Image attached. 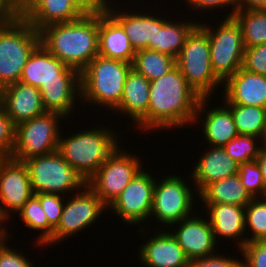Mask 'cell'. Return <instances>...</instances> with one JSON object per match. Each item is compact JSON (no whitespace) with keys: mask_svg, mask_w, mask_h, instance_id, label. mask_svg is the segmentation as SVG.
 <instances>
[{"mask_svg":"<svg viewBox=\"0 0 266 267\" xmlns=\"http://www.w3.org/2000/svg\"><path fill=\"white\" fill-rule=\"evenodd\" d=\"M200 99L175 66L164 76L150 81L148 114L135 127L151 132L192 126Z\"/></svg>","mask_w":266,"mask_h":267,"instance_id":"obj_1","label":"cell"},{"mask_svg":"<svg viewBox=\"0 0 266 267\" xmlns=\"http://www.w3.org/2000/svg\"><path fill=\"white\" fill-rule=\"evenodd\" d=\"M41 44L66 66L81 73L98 55L99 12L47 25L40 31Z\"/></svg>","mask_w":266,"mask_h":267,"instance_id":"obj_2","label":"cell"},{"mask_svg":"<svg viewBox=\"0 0 266 267\" xmlns=\"http://www.w3.org/2000/svg\"><path fill=\"white\" fill-rule=\"evenodd\" d=\"M110 126L88 128L67 138L60 134L58 152L81 176L88 181L119 147L118 135Z\"/></svg>","mask_w":266,"mask_h":267,"instance_id":"obj_3","label":"cell"},{"mask_svg":"<svg viewBox=\"0 0 266 267\" xmlns=\"http://www.w3.org/2000/svg\"><path fill=\"white\" fill-rule=\"evenodd\" d=\"M132 63L97 55L80 73L81 100L113 111L120 103Z\"/></svg>","mask_w":266,"mask_h":267,"instance_id":"obj_4","label":"cell"},{"mask_svg":"<svg viewBox=\"0 0 266 267\" xmlns=\"http://www.w3.org/2000/svg\"><path fill=\"white\" fill-rule=\"evenodd\" d=\"M40 44V32L20 16L0 22V90L20 81L23 67Z\"/></svg>","mask_w":266,"mask_h":267,"instance_id":"obj_5","label":"cell"},{"mask_svg":"<svg viewBox=\"0 0 266 267\" xmlns=\"http://www.w3.org/2000/svg\"><path fill=\"white\" fill-rule=\"evenodd\" d=\"M176 66L188 85L201 97L211 98L212 92L223 86V82L212 70L210 41L208 34L197 25L187 36ZM221 84V85H220Z\"/></svg>","mask_w":266,"mask_h":267,"instance_id":"obj_6","label":"cell"},{"mask_svg":"<svg viewBox=\"0 0 266 267\" xmlns=\"http://www.w3.org/2000/svg\"><path fill=\"white\" fill-rule=\"evenodd\" d=\"M23 162L28 169L34 194L69 195L71 192L74 193V190H83L87 185L85 178L72 168L58 151L34 156Z\"/></svg>","mask_w":266,"mask_h":267,"instance_id":"obj_7","label":"cell"},{"mask_svg":"<svg viewBox=\"0 0 266 267\" xmlns=\"http://www.w3.org/2000/svg\"><path fill=\"white\" fill-rule=\"evenodd\" d=\"M62 119L66 118L60 113L46 112L16 125L15 142L10 157L23 162L34 156L57 151Z\"/></svg>","mask_w":266,"mask_h":267,"instance_id":"obj_8","label":"cell"},{"mask_svg":"<svg viewBox=\"0 0 266 267\" xmlns=\"http://www.w3.org/2000/svg\"><path fill=\"white\" fill-rule=\"evenodd\" d=\"M198 25L209 37L212 70L224 82L243 65L245 46L241 27L233 16L224 17L218 28L209 23Z\"/></svg>","mask_w":266,"mask_h":267,"instance_id":"obj_9","label":"cell"},{"mask_svg":"<svg viewBox=\"0 0 266 267\" xmlns=\"http://www.w3.org/2000/svg\"><path fill=\"white\" fill-rule=\"evenodd\" d=\"M141 159L119 147L105 160L87 185L109 207L130 181L142 170Z\"/></svg>","mask_w":266,"mask_h":267,"instance_id":"obj_10","label":"cell"},{"mask_svg":"<svg viewBox=\"0 0 266 267\" xmlns=\"http://www.w3.org/2000/svg\"><path fill=\"white\" fill-rule=\"evenodd\" d=\"M163 176V180L155 182L153 206L150 216L157 223L174 226L175 223L191 215L195 216L193 189L177 174ZM160 182V183H159ZM192 190V191H191ZM194 213H193V211Z\"/></svg>","mask_w":266,"mask_h":267,"instance_id":"obj_11","label":"cell"},{"mask_svg":"<svg viewBox=\"0 0 266 267\" xmlns=\"http://www.w3.org/2000/svg\"><path fill=\"white\" fill-rule=\"evenodd\" d=\"M67 199V201H66ZM65 199L61 219L54 229L53 236L43 245L51 246L66 240L73 234L89 228L103 215L108 207L100 197L88 186L83 191H77L75 195Z\"/></svg>","mask_w":266,"mask_h":267,"instance_id":"obj_12","label":"cell"},{"mask_svg":"<svg viewBox=\"0 0 266 267\" xmlns=\"http://www.w3.org/2000/svg\"><path fill=\"white\" fill-rule=\"evenodd\" d=\"M156 180L153 174L142 169L108 209L113 210L111 213H116L115 215L119 216L122 222L141 226L140 223H144L143 221L151 217Z\"/></svg>","mask_w":266,"mask_h":267,"instance_id":"obj_13","label":"cell"},{"mask_svg":"<svg viewBox=\"0 0 266 267\" xmlns=\"http://www.w3.org/2000/svg\"><path fill=\"white\" fill-rule=\"evenodd\" d=\"M33 194L24 162L0 158V222L6 224L12 213H18Z\"/></svg>","mask_w":266,"mask_h":267,"instance_id":"obj_14","label":"cell"},{"mask_svg":"<svg viewBox=\"0 0 266 267\" xmlns=\"http://www.w3.org/2000/svg\"><path fill=\"white\" fill-rule=\"evenodd\" d=\"M20 82L40 89L53 83H80V73L40 44L23 67Z\"/></svg>","mask_w":266,"mask_h":267,"instance_id":"obj_15","label":"cell"},{"mask_svg":"<svg viewBox=\"0 0 266 267\" xmlns=\"http://www.w3.org/2000/svg\"><path fill=\"white\" fill-rule=\"evenodd\" d=\"M178 229L170 232L191 259L210 257L217 253V241L209 219L192 215L175 223ZM180 225V226H179ZM216 248V249H215Z\"/></svg>","mask_w":266,"mask_h":267,"instance_id":"obj_16","label":"cell"},{"mask_svg":"<svg viewBox=\"0 0 266 267\" xmlns=\"http://www.w3.org/2000/svg\"><path fill=\"white\" fill-rule=\"evenodd\" d=\"M84 13L71 0H20V17L37 31L47 25L80 18Z\"/></svg>","mask_w":266,"mask_h":267,"instance_id":"obj_17","label":"cell"},{"mask_svg":"<svg viewBox=\"0 0 266 267\" xmlns=\"http://www.w3.org/2000/svg\"><path fill=\"white\" fill-rule=\"evenodd\" d=\"M0 102L15 126L46 113L40 90L20 81L0 90Z\"/></svg>","mask_w":266,"mask_h":267,"instance_id":"obj_18","label":"cell"},{"mask_svg":"<svg viewBox=\"0 0 266 267\" xmlns=\"http://www.w3.org/2000/svg\"><path fill=\"white\" fill-rule=\"evenodd\" d=\"M223 104L266 108V76L241 67L223 82ZM225 92V93H224Z\"/></svg>","mask_w":266,"mask_h":267,"instance_id":"obj_19","label":"cell"},{"mask_svg":"<svg viewBox=\"0 0 266 267\" xmlns=\"http://www.w3.org/2000/svg\"><path fill=\"white\" fill-rule=\"evenodd\" d=\"M151 234L148 241L139 247V260L146 267H187L189 259L183 248L167 230Z\"/></svg>","mask_w":266,"mask_h":267,"instance_id":"obj_20","label":"cell"},{"mask_svg":"<svg viewBox=\"0 0 266 267\" xmlns=\"http://www.w3.org/2000/svg\"><path fill=\"white\" fill-rule=\"evenodd\" d=\"M208 101L209 98L200 99L194 122L196 123L198 117L203 119L201 120V122L203 121L201 126L207 144L214 147H223L239 133L234 124L231 110L225 104L222 107L218 105L208 110L206 108ZM202 114L204 117L201 116Z\"/></svg>","mask_w":266,"mask_h":267,"instance_id":"obj_21","label":"cell"},{"mask_svg":"<svg viewBox=\"0 0 266 267\" xmlns=\"http://www.w3.org/2000/svg\"><path fill=\"white\" fill-rule=\"evenodd\" d=\"M203 155L198 159L191 173L193 183L198 195L211 183L236 175L239 164L233 160L223 147L209 146Z\"/></svg>","mask_w":266,"mask_h":267,"instance_id":"obj_22","label":"cell"},{"mask_svg":"<svg viewBox=\"0 0 266 267\" xmlns=\"http://www.w3.org/2000/svg\"><path fill=\"white\" fill-rule=\"evenodd\" d=\"M203 208L207 209L208 213L206 215L209 217L217 242L221 237L227 238V240L233 239V241L237 242L239 249L247 243V238L245 237V233L246 235L248 233L245 232V207L220 203L204 204Z\"/></svg>","mask_w":266,"mask_h":267,"instance_id":"obj_23","label":"cell"},{"mask_svg":"<svg viewBox=\"0 0 266 267\" xmlns=\"http://www.w3.org/2000/svg\"><path fill=\"white\" fill-rule=\"evenodd\" d=\"M135 53L122 26L106 10L100 11L98 54L132 63Z\"/></svg>","mask_w":266,"mask_h":267,"instance_id":"obj_24","label":"cell"},{"mask_svg":"<svg viewBox=\"0 0 266 267\" xmlns=\"http://www.w3.org/2000/svg\"><path fill=\"white\" fill-rule=\"evenodd\" d=\"M117 7V9L113 8L107 0L105 10L122 26L135 51L148 49V44L154 43L156 35V15L152 16V12L135 11L134 13L133 11L132 13L127 9L124 12V8L120 10L118 5Z\"/></svg>","mask_w":266,"mask_h":267,"instance_id":"obj_25","label":"cell"},{"mask_svg":"<svg viewBox=\"0 0 266 267\" xmlns=\"http://www.w3.org/2000/svg\"><path fill=\"white\" fill-rule=\"evenodd\" d=\"M149 91L150 81L131 69L123 86L121 101L114 111L129 116L134 122L132 124L138 125L148 114Z\"/></svg>","mask_w":266,"mask_h":267,"instance_id":"obj_26","label":"cell"},{"mask_svg":"<svg viewBox=\"0 0 266 267\" xmlns=\"http://www.w3.org/2000/svg\"><path fill=\"white\" fill-rule=\"evenodd\" d=\"M160 17L156 15V35L154 43L148 44V49L169 54L176 59L187 36L199 23L196 20L180 22L177 19L173 22L169 18L167 21L166 18Z\"/></svg>","mask_w":266,"mask_h":267,"instance_id":"obj_27","label":"cell"},{"mask_svg":"<svg viewBox=\"0 0 266 267\" xmlns=\"http://www.w3.org/2000/svg\"><path fill=\"white\" fill-rule=\"evenodd\" d=\"M198 196L203 204L227 203L241 207L253 199L237 174L209 184Z\"/></svg>","mask_w":266,"mask_h":267,"instance_id":"obj_28","label":"cell"},{"mask_svg":"<svg viewBox=\"0 0 266 267\" xmlns=\"http://www.w3.org/2000/svg\"><path fill=\"white\" fill-rule=\"evenodd\" d=\"M39 90L46 112L60 113L65 118L72 115L77 99L81 98L80 83L47 84Z\"/></svg>","mask_w":266,"mask_h":267,"instance_id":"obj_29","label":"cell"},{"mask_svg":"<svg viewBox=\"0 0 266 267\" xmlns=\"http://www.w3.org/2000/svg\"><path fill=\"white\" fill-rule=\"evenodd\" d=\"M175 66L176 59L173 56L149 49L137 50L132 62V69L149 81L164 76Z\"/></svg>","mask_w":266,"mask_h":267,"instance_id":"obj_30","label":"cell"},{"mask_svg":"<svg viewBox=\"0 0 266 267\" xmlns=\"http://www.w3.org/2000/svg\"><path fill=\"white\" fill-rule=\"evenodd\" d=\"M230 110L239 134L254 135L263 140L266 128V108L225 104Z\"/></svg>","mask_w":266,"mask_h":267,"instance_id":"obj_31","label":"cell"},{"mask_svg":"<svg viewBox=\"0 0 266 267\" xmlns=\"http://www.w3.org/2000/svg\"><path fill=\"white\" fill-rule=\"evenodd\" d=\"M233 17L241 27L245 48L266 43V11L237 10Z\"/></svg>","mask_w":266,"mask_h":267,"instance_id":"obj_32","label":"cell"},{"mask_svg":"<svg viewBox=\"0 0 266 267\" xmlns=\"http://www.w3.org/2000/svg\"><path fill=\"white\" fill-rule=\"evenodd\" d=\"M19 217L25 226L31 230L40 231L37 237L36 245L43 247V245L53 236L54 228L48 223L47 216L41 207L38 198L33 196L25 203L23 208L18 212Z\"/></svg>","mask_w":266,"mask_h":267,"instance_id":"obj_33","label":"cell"},{"mask_svg":"<svg viewBox=\"0 0 266 267\" xmlns=\"http://www.w3.org/2000/svg\"><path fill=\"white\" fill-rule=\"evenodd\" d=\"M251 234L247 243L256 240H266V197L253 198L245 206V232ZM252 236V237H251Z\"/></svg>","mask_w":266,"mask_h":267,"instance_id":"obj_34","label":"cell"},{"mask_svg":"<svg viewBox=\"0 0 266 267\" xmlns=\"http://www.w3.org/2000/svg\"><path fill=\"white\" fill-rule=\"evenodd\" d=\"M260 140V142H259ZM262 139L254 135L238 134L223 146L226 153L239 165L245 162L253 161L257 158L262 147ZM258 141V145L257 142Z\"/></svg>","mask_w":266,"mask_h":267,"instance_id":"obj_35","label":"cell"},{"mask_svg":"<svg viewBox=\"0 0 266 267\" xmlns=\"http://www.w3.org/2000/svg\"><path fill=\"white\" fill-rule=\"evenodd\" d=\"M237 175L253 198L266 197V183L255 160L240 164Z\"/></svg>","mask_w":266,"mask_h":267,"instance_id":"obj_36","label":"cell"},{"mask_svg":"<svg viewBox=\"0 0 266 267\" xmlns=\"http://www.w3.org/2000/svg\"><path fill=\"white\" fill-rule=\"evenodd\" d=\"M34 195L38 198L48 223L55 229L61 219L65 195L61 196V194L55 193H35Z\"/></svg>","mask_w":266,"mask_h":267,"instance_id":"obj_37","label":"cell"},{"mask_svg":"<svg viewBox=\"0 0 266 267\" xmlns=\"http://www.w3.org/2000/svg\"><path fill=\"white\" fill-rule=\"evenodd\" d=\"M15 142V124L0 102V158L10 157Z\"/></svg>","mask_w":266,"mask_h":267,"instance_id":"obj_38","label":"cell"},{"mask_svg":"<svg viewBox=\"0 0 266 267\" xmlns=\"http://www.w3.org/2000/svg\"><path fill=\"white\" fill-rule=\"evenodd\" d=\"M243 267H266V240H256L246 243L241 249Z\"/></svg>","mask_w":266,"mask_h":267,"instance_id":"obj_39","label":"cell"},{"mask_svg":"<svg viewBox=\"0 0 266 267\" xmlns=\"http://www.w3.org/2000/svg\"><path fill=\"white\" fill-rule=\"evenodd\" d=\"M242 67L266 76V43L245 48Z\"/></svg>","mask_w":266,"mask_h":267,"instance_id":"obj_40","label":"cell"},{"mask_svg":"<svg viewBox=\"0 0 266 267\" xmlns=\"http://www.w3.org/2000/svg\"><path fill=\"white\" fill-rule=\"evenodd\" d=\"M4 241L0 246V267H34L30 259Z\"/></svg>","mask_w":266,"mask_h":267,"instance_id":"obj_41","label":"cell"},{"mask_svg":"<svg viewBox=\"0 0 266 267\" xmlns=\"http://www.w3.org/2000/svg\"><path fill=\"white\" fill-rule=\"evenodd\" d=\"M187 267H243V261L219 253L210 257L191 259Z\"/></svg>","mask_w":266,"mask_h":267,"instance_id":"obj_42","label":"cell"},{"mask_svg":"<svg viewBox=\"0 0 266 267\" xmlns=\"http://www.w3.org/2000/svg\"><path fill=\"white\" fill-rule=\"evenodd\" d=\"M187 1L186 4L192 7L193 10H202L203 12L210 10H215L216 8H225L226 6L230 8L231 12L229 15L226 14L225 17H232L237 11V0H184ZM205 10V11H204Z\"/></svg>","mask_w":266,"mask_h":267,"instance_id":"obj_43","label":"cell"},{"mask_svg":"<svg viewBox=\"0 0 266 267\" xmlns=\"http://www.w3.org/2000/svg\"><path fill=\"white\" fill-rule=\"evenodd\" d=\"M20 16V0H0V22H9Z\"/></svg>","mask_w":266,"mask_h":267,"instance_id":"obj_44","label":"cell"},{"mask_svg":"<svg viewBox=\"0 0 266 267\" xmlns=\"http://www.w3.org/2000/svg\"><path fill=\"white\" fill-rule=\"evenodd\" d=\"M84 14L105 10L107 0H71Z\"/></svg>","mask_w":266,"mask_h":267,"instance_id":"obj_45","label":"cell"},{"mask_svg":"<svg viewBox=\"0 0 266 267\" xmlns=\"http://www.w3.org/2000/svg\"><path fill=\"white\" fill-rule=\"evenodd\" d=\"M266 0H237V10H264Z\"/></svg>","mask_w":266,"mask_h":267,"instance_id":"obj_46","label":"cell"},{"mask_svg":"<svg viewBox=\"0 0 266 267\" xmlns=\"http://www.w3.org/2000/svg\"><path fill=\"white\" fill-rule=\"evenodd\" d=\"M255 161L258 164L260 171L263 175V179L265 180V183H266V145L265 144H262V147Z\"/></svg>","mask_w":266,"mask_h":267,"instance_id":"obj_47","label":"cell"},{"mask_svg":"<svg viewBox=\"0 0 266 267\" xmlns=\"http://www.w3.org/2000/svg\"><path fill=\"white\" fill-rule=\"evenodd\" d=\"M2 225L4 226L5 224L0 222V246L4 241L8 242L7 239L9 238L7 232L8 229L4 228Z\"/></svg>","mask_w":266,"mask_h":267,"instance_id":"obj_48","label":"cell"},{"mask_svg":"<svg viewBox=\"0 0 266 267\" xmlns=\"http://www.w3.org/2000/svg\"><path fill=\"white\" fill-rule=\"evenodd\" d=\"M263 139L264 140H262V144H265L266 145V128H265V133L263 135Z\"/></svg>","mask_w":266,"mask_h":267,"instance_id":"obj_49","label":"cell"}]
</instances>
